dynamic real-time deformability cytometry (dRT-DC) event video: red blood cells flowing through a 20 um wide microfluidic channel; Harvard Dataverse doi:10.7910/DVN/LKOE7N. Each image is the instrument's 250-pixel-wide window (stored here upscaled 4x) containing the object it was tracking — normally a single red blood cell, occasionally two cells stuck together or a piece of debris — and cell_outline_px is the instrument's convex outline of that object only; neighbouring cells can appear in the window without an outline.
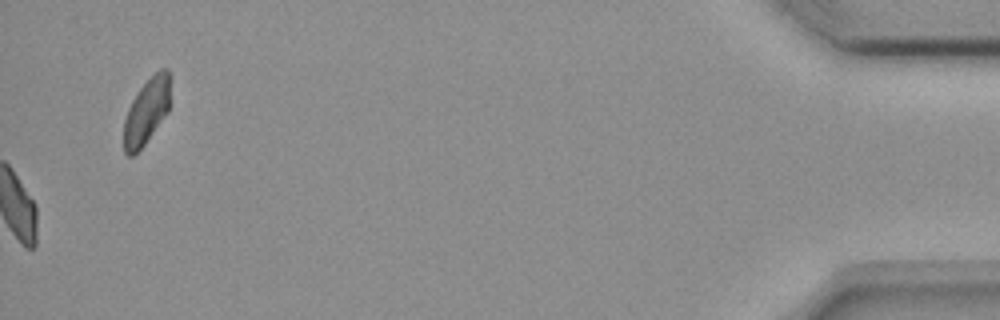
{"species": "common noctule bat (a hibernating species)", "species_latin": "Nyctalus noctula", "temperature_condition": "room temperature", "stored_images_in_passage": 46, "camera_frame_rate_fps": 3000, "um_per_image_px": 0.085, "animal": {"sex": "female", "body_mass_g": 18.4}, "frame": {"image": 1, "passage_image": 46, "time_ms": 15.0, "image_size_px": [1000, 320], "cell_outline_px": [[172, 76], [168, 112], [144, 144], [132, 156], [128, 156], [124, 152], [124, 120], [128, 108], [132, 100], [140, 88], [160, 68], [168, 68]], "centroid_in_image_um": [12.49, 9.41], "position_along_channel_um": 422.7, "area_um2": 17.86}, "authors_computed_cell_mechanics": {"area_um2": 17.8891, "velocity_mm_per_s": 3.6676, "shape_relaxation_time_tau1_ms": 5.4093, "shape_relaxation_time_tau2_ms": 3.5546, "deformation_change_tau1": 0.1279, "deformation_change_tau2": 0.0799}}